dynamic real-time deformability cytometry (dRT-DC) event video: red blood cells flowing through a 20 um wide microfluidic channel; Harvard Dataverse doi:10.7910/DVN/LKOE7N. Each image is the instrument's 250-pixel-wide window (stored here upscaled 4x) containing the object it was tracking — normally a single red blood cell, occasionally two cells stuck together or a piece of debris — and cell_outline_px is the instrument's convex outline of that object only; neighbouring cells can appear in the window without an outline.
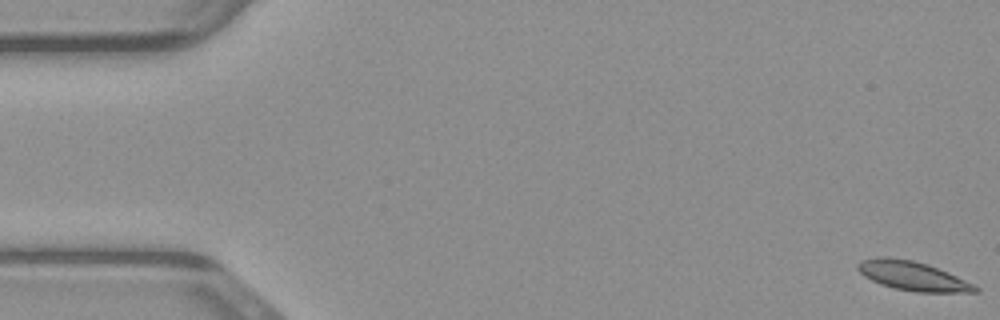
{"species": "common noctule bat (a hibernating species)", "species_latin": "Nyctalus noctula", "temperature_condition": "warm", "stored_images_in_passage": 49, "camera_frame_rate_fps": 3000, "um_per_image_px": 0.085, "animal": {"sex": "male", "body_mass_g": 23.1, "forearm_length_mm": 52.7}, "frame": {"image": 1, "passage_image": 1, "time_ms": 0.0, "image_size_px": [1000, 320], "cell_outline_px": [[980, 292], [916, 292], [896, 288], [880, 284], [864, 276], [856, 268], [856, 264], [860, 260], [876, 256], [888, 256], [912, 260], [928, 264], [948, 272], [980, 288]], "centroid_in_image_um": [77.53, 23.43], "position_along_channel_um": 7.5, "area_um2": 20.0}}
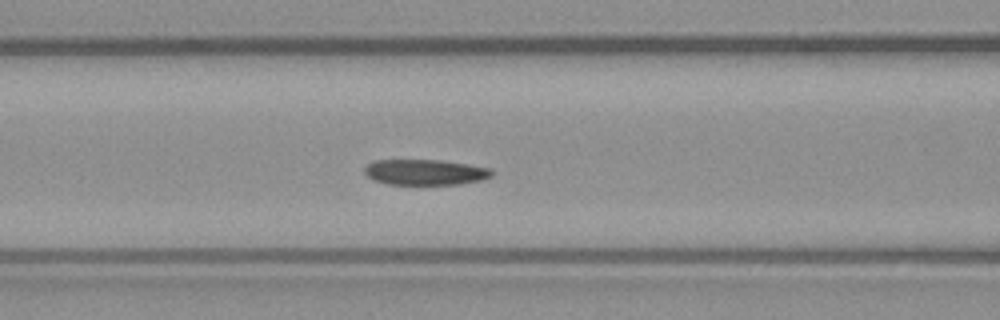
{"frame": {"image": 2, "passage_image": 20, "time_ms": 6.333, "image_size_px": [1000, 320], "cell_outline_px": [[492, 176], [480, 180], [460, 184], [388, 184], [376, 180], [368, 176], [364, 172], [364, 168], [372, 160], [440, 160], [468, 164], [488, 168], [492, 172]], "centroid_in_image_um": [36.12, 14.63], "position_along_channel_um": 130.5, "area_um2": 18.79}}
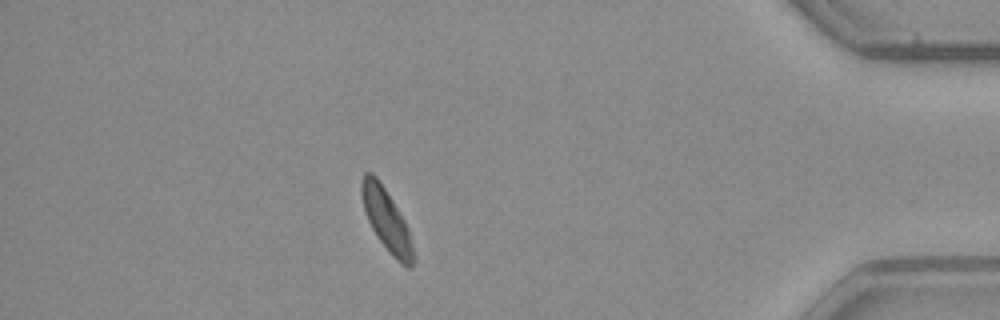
{"frame": {"image": 3, "passage_image": 43, "time_ms": 14.0, "image_size_px": [1000, 320], "cell_outline_px": [[412, 268], [408, 268], [400, 264], [392, 256], [380, 240], [372, 228], [368, 220], [364, 208], [360, 192], [360, 180], [364, 172], [372, 172], [376, 176], [384, 188], [404, 220], [408, 228], [412, 248]], "centroid_in_image_um": [32.81, 18.66], "position_along_channel_um": 402.4, "area_um2": 18.21}}